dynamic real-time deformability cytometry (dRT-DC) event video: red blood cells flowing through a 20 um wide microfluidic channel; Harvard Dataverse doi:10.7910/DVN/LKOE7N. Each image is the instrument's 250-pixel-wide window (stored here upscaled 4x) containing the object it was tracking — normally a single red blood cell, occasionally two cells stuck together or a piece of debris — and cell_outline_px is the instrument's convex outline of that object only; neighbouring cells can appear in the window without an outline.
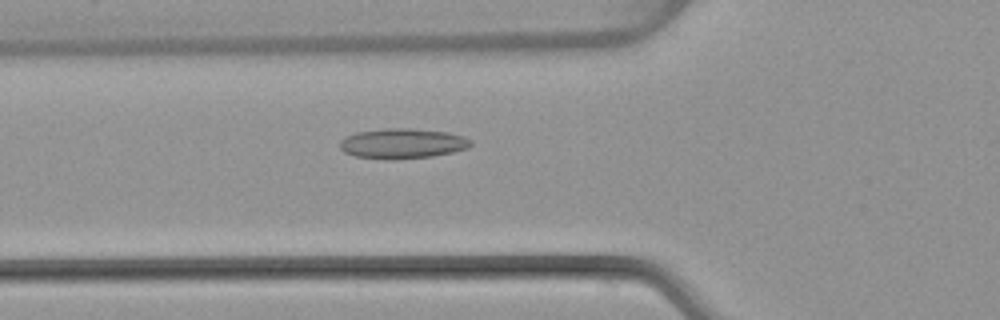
{"species": "common noctule bat (a hibernating species)", "species_latin": "Nyctalus noctula", "temperature_condition": "warm", "stored_images_in_passage": 45, "camera_frame_rate_fps": 3000, "um_per_image_px": 0.085, "animal": {"sex": "female", "body_mass_g": 22.7, "forearm_length_mm": 54.2}, "frame": {"image": 1, "passage_image": 13, "time_ms": 4.0, "image_size_px": [1000, 320], "cell_outline_px": [[472, 144], [468, 148], [452, 152], [432, 156], [392, 160], [356, 156], [344, 152], [340, 148], [340, 140], [344, 136], [356, 132], [384, 128], [408, 128], [448, 132], [464, 136], [472, 140]], "centroid_in_image_um": [34.2, 12.19], "position_along_channel_um": 91.6, "area_um2": 23.12}}
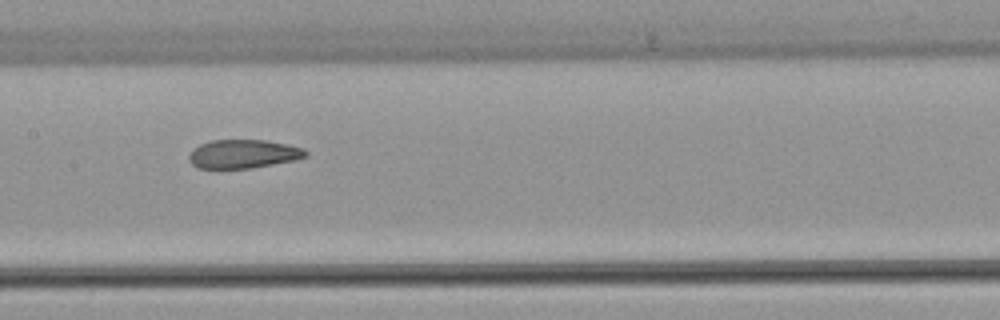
{"frame": {"image": 2, "passage_image": 20, "time_ms": 6.333, "image_size_px": [1000, 320], "cell_outline_px": [[308, 156], [296, 160], [248, 168], [196, 168], [188, 160], [188, 156], [192, 148], [200, 144], [212, 140], [264, 140], [304, 148], [308, 152]], "centroid_in_image_um": [20.65, 13.08], "position_along_channel_um": 186.7, "area_um2": 19.48}}
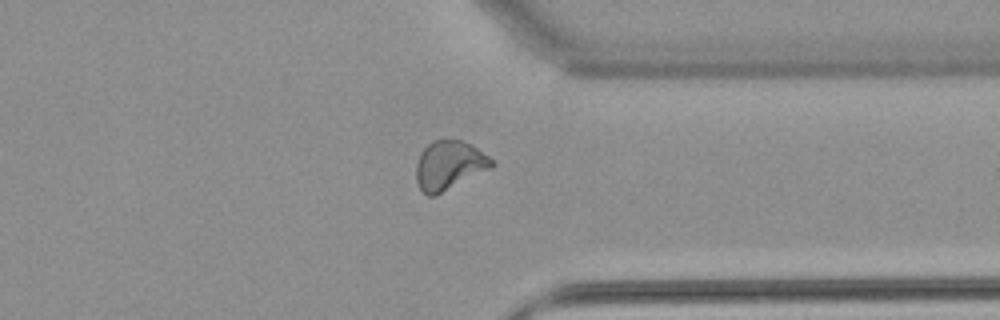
{"frame": {"image": 3, "passage_image": 34, "time_ms": 11.0, "image_size_px": [1000, 320], "cell_outline_px": [[496, 164], [492, 168], [436, 196], [428, 196], [420, 188], [416, 180], [416, 164], [420, 152], [432, 140], [460, 140], [472, 144], [488, 156]], "centroid_in_image_um": [38.18, 14.06], "position_along_channel_um": 373.2, "area_um2": 21.73}, "authors_computed_cell_mechanics": {"area_um2": 21.3282, "velocity_mm_per_s": 4.0498, "shape_relaxation_time_tau1_ms": null, "shape_relaxation_time_tau2_ms": 1.834, "deformation_change_tau1": null, "deformation_change_tau2": 0.0698}}